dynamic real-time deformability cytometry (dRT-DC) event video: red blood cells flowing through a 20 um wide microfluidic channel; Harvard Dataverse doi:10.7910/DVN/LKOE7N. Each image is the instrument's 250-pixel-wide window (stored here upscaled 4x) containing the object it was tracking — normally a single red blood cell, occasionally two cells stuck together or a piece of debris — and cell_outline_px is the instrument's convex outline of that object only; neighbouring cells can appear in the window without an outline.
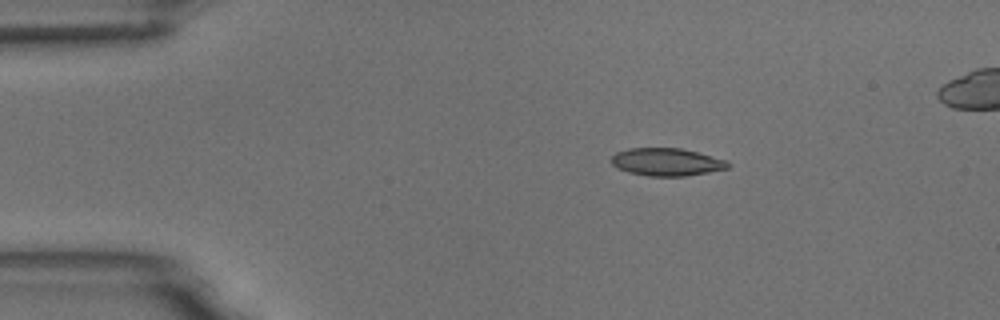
{"species": "common noctule bat (a hibernating species)", "species_latin": "Nyctalus noctula", "temperature_condition": "room temperature", "stored_images_in_passage": 3, "camera_frame_rate_fps": 3000, "um_per_image_px": 0.085, "animal": {"sex": "male", "body_mass_g": 18.8}, "frame": {"image": 1, "passage_image": 1, "time_ms": 0.0, "image_size_px": [1000, 320], "cell_outline_px": [[732, 164], [728, 168], [708, 172], [684, 176], [648, 176], [628, 172], [616, 168], [612, 164], [612, 156], [616, 152], [628, 148], [680, 148], [728, 160]], "centroid_in_image_um": [56.66, 13.77], "position_along_channel_um": 28.3, "area_um2": 18.84}}